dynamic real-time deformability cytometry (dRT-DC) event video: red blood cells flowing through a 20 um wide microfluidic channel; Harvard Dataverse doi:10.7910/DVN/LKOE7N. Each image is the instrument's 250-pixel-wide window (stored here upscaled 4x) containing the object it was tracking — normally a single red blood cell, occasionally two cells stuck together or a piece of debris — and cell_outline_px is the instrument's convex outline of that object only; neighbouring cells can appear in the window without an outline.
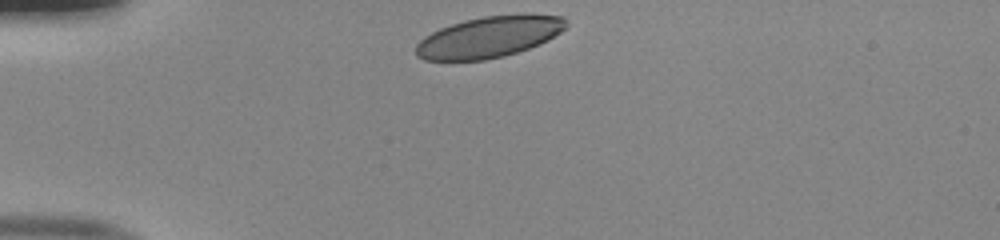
{"species": "human", "species_latin": "Homo sapiens", "temperature_condition": "room temperature", "stored_images_in_passage": 31, "camera_frame_rate_fps": 3000, "um_per_image_px": 0.085, "donor": {"sex": "male"}, "frame": {"image": 1, "passage_image": 1, "time_ms": 0.0, "image_size_px": [1000, 240], "cell_outline_px": [[568, 24], [560, 32], [548, 40], [540, 44], [504, 56], [484, 60], [424, 60], [416, 56], [416, 44], [424, 36], [440, 28], [464, 20], [484, 16], [524, 12], [528, 12], [564, 16]], "centroid_in_image_um": [41.61, 3.11], "position_along_channel_um": 43.4, "area_um2": 36.53}}
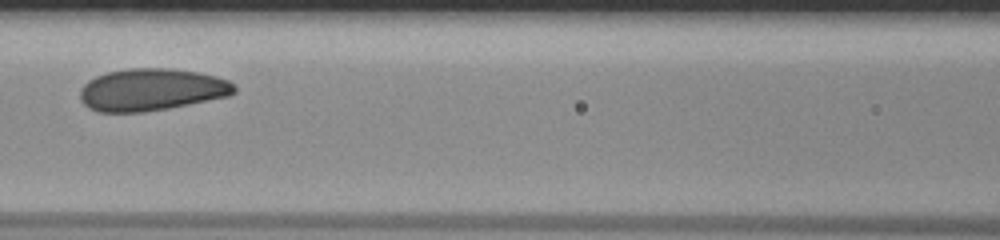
{"frame": {"image": 2, "passage_image": 12, "time_ms": 3.667, "image_size_px": [1000, 240], "cell_outline_px": [[236, 92], [228, 96], [168, 108], [144, 112], [96, 112], [88, 108], [80, 100], [80, 88], [88, 80], [96, 76], [108, 72], [128, 68], [172, 68], [200, 72], [216, 76], [228, 80], [236, 88]], "centroid_in_image_um": [12.85, 7.62], "position_along_channel_um": 153.7, "area_um2": 38.09}}
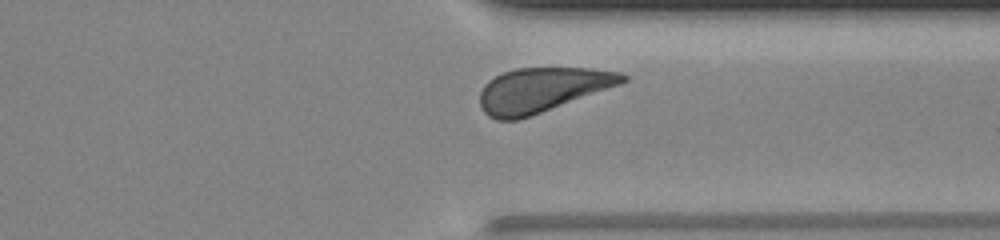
{"frame": {"image": 3, "passage_image": 28, "time_ms": 9.0, "image_size_px": [1000, 240], "cell_outline_px": [[628, 80], [620, 84], [532, 116], [516, 120], [496, 120], [488, 116], [480, 108], [480, 92], [484, 84], [488, 80], [504, 72], [516, 68], [592, 68], [620, 72], [628, 76]], "centroid_in_image_um": [46.05, 7.64], "position_along_channel_um": 365.3, "area_um2": 37.05}, "authors_computed_cell_mechanics": {"area_um2": 37.3388, "velocity_mm_per_s": 3.9673, "shape_relaxation_time_tau1_ms": 2.7656, "shape_relaxation_time_tau2_ms": null, "deformation_change_tau1": 0.0856, "deformation_change_tau2": null}}